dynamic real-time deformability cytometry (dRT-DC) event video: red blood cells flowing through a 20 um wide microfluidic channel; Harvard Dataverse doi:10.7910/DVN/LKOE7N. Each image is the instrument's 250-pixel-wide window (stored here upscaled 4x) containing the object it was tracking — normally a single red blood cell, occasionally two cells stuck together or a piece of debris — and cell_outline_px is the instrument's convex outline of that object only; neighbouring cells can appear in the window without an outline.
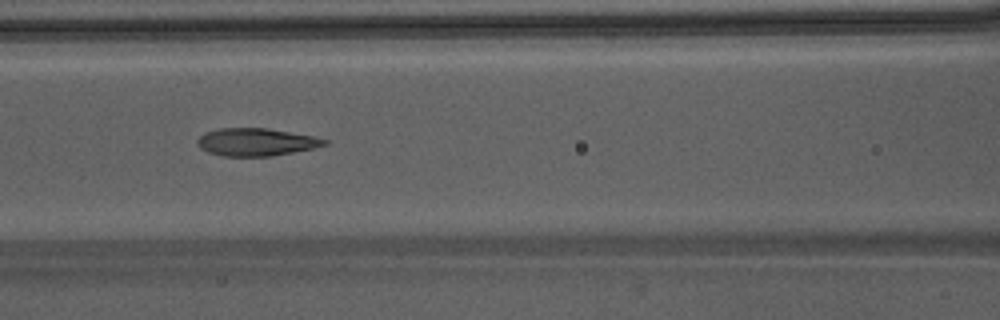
{"species": "Egyptian fruit bat (a non-hibernating species)", "species_latin": "Rousettus aegyptiacus", "temperature_condition": "warm", "stored_images_in_passage": 34, "camera_frame_rate_fps": 3000, "um_per_image_px": 0.085, "animal": {"sex": "male"}, "frame": {"image": 1, "passage_image": 13, "time_ms": 4.0, "image_size_px": [1000, 320], "cell_outline_px": [[328, 144], [312, 148], [272, 156], [224, 156], [208, 152], [200, 148], [196, 144], [196, 140], [204, 132], [220, 128], [268, 128], [312, 136], [328, 140]], "centroid_in_image_um": [21.72, 12.07], "position_along_channel_um": 144.9, "area_um2": 20.4}}
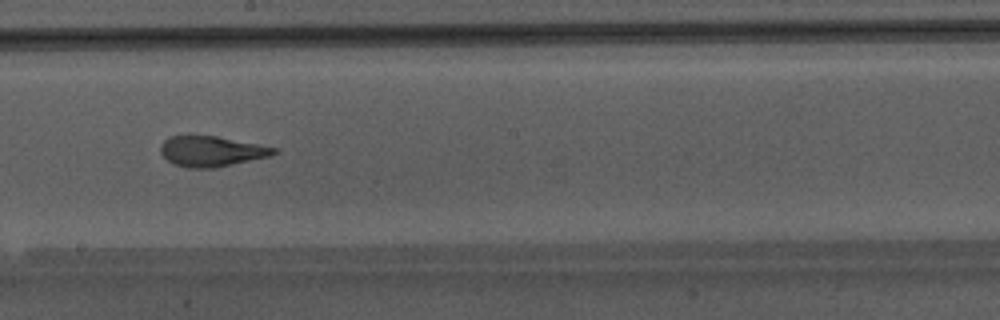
{"frame": {"image": 2, "passage_image": 19, "time_ms": 6.0, "image_size_px": [1000, 320], "cell_outline_px": [[280, 152], [268, 156], [216, 168], [188, 168], [176, 164], [168, 160], [160, 152], [160, 144], [168, 136], [216, 136], [276, 148]], "centroid_in_image_um": [17.95, 12.86], "position_along_channel_um": 230.3, "area_um2": 19.83}}
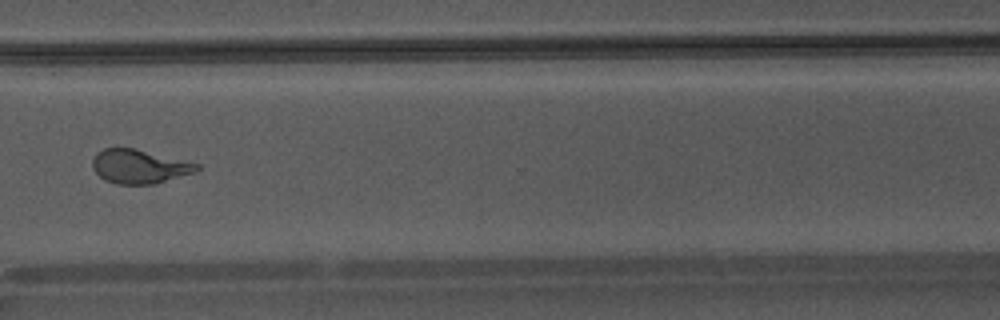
{"frame": {"image": 3, "passage_image": 28, "time_ms": 9.0, "image_size_px": [1000, 320], "cell_outline_px": [[200, 168], [192, 172], [152, 184], [116, 184], [104, 180], [92, 168], [92, 160], [96, 152], [104, 148], [132, 148], [200, 164]], "centroid_in_image_um": [11.76, 14.14], "position_along_channel_um": 358.8, "area_um2": 20.23}, "authors_computed_cell_mechanics": {"area_um2": 20.6924, "velocity_mm_per_s": 4.2814, "shape_relaxation_time_tau1_ms": 7.4154, "shape_relaxation_time_tau2_ms": 1.4465, "deformation_change_tau1": 0.2618, "deformation_change_tau2": 0.1032}}